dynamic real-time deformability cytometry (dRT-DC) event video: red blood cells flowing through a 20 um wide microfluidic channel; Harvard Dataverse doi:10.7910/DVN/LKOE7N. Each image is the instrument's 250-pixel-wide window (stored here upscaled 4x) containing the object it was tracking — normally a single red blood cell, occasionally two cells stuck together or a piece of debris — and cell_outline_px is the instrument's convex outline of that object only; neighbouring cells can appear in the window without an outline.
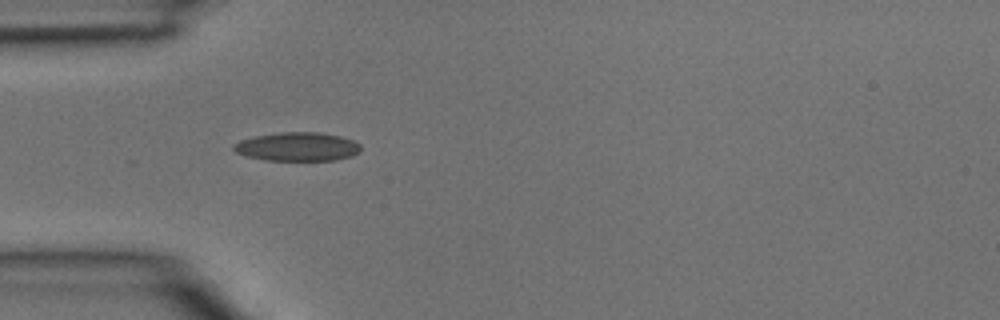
{"species": "common noctule bat (a hibernating species)", "species_latin": "Nyctalus noctula", "temperature_condition": "room temperature", "stored_images_in_passage": 3, "camera_frame_rate_fps": 3000, "um_per_image_px": 0.085, "animal": {"sex": "male", "body_mass_g": 15.6}, "frame": {"image": 1, "passage_image": 3, "time_ms": 0.667, "image_size_px": [1000, 320], "cell_outline_px": [[360, 152], [352, 156], [332, 160], [264, 160], [248, 156], [236, 152], [232, 148], [232, 144], [240, 140], [252, 136], [280, 132], [320, 132], [340, 136], [352, 140], [360, 144]], "centroid_in_image_um": [25.26, 12.46], "position_along_channel_um": 59.7, "area_um2": 21.33}}